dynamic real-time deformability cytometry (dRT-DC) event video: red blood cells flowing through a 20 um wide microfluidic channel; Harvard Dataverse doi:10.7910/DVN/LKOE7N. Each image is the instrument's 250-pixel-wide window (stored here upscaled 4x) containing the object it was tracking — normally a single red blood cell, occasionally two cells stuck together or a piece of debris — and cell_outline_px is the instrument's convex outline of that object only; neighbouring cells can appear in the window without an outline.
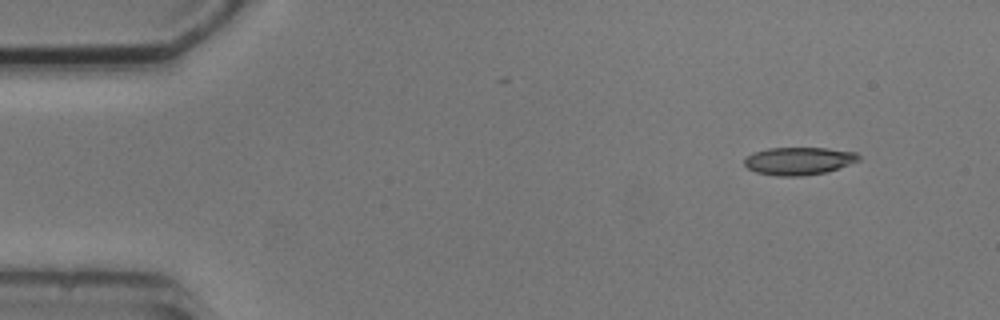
{"species": "common noctule bat (a hibernating species)", "species_latin": "Nyctalus noctula", "temperature_condition": "cold", "stored_images_in_passage": 4, "camera_frame_rate_fps": 3000, "um_per_image_px": 0.085, "animal": {"sex": "male", "body_mass_g": 20.5, "forearm_length_mm": 52.5}, "frame": {"image": 1, "passage_image": 1, "time_ms": 0.0, "image_size_px": [1000, 320], "cell_outline_px": [[860, 160], [824, 172], [800, 176], [776, 176], [756, 172], [748, 168], [744, 164], [744, 160], [752, 152], [768, 148], [828, 148], [856, 152], [860, 156]], "centroid_in_image_um": [67.87, 13.67], "position_along_channel_um": 17.1, "area_um2": 18.32}}
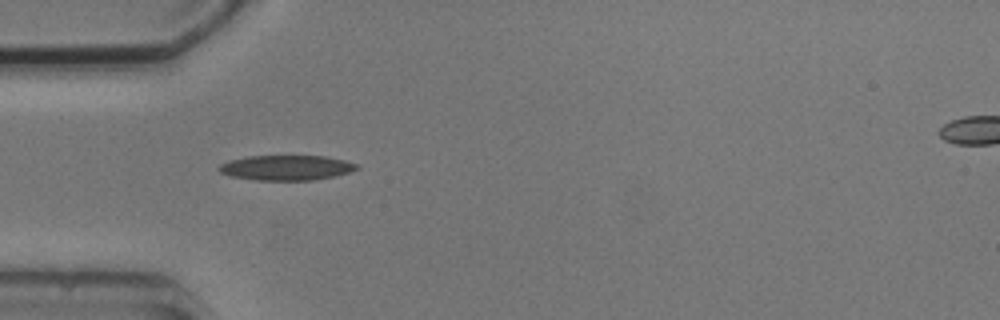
{"frame": {"image": 2, "passage_image": 3, "time_ms": 3.667, "image_size_px": [1000, 320], "cell_outline_px": [[360, 168], [336, 176], [312, 180], [256, 180], [228, 176], [220, 172], [216, 168], [220, 164], [228, 160], [248, 156], [324, 156], [344, 160], [360, 164]], "centroid_in_image_um": [24.32, 14.25], "position_along_channel_um": 60.7, "area_um2": 20.29}}